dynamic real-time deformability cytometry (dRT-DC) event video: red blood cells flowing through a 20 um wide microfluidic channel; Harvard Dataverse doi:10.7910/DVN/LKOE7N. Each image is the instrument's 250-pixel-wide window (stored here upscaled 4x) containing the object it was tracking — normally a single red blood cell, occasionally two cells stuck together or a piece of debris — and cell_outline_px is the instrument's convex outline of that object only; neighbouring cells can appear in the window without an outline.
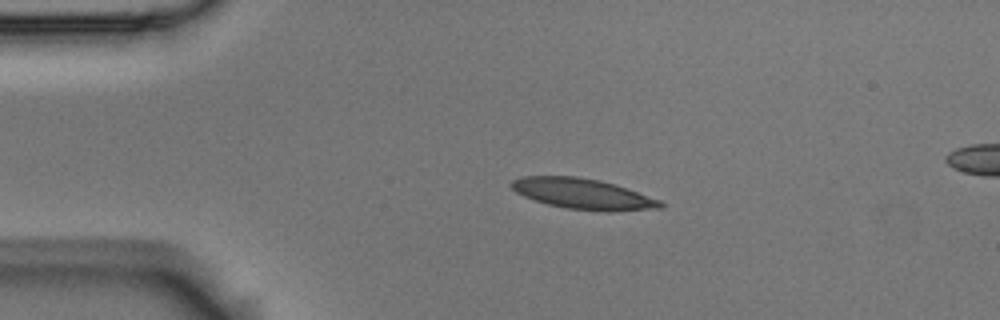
{"species": "Egyptian fruit bat (a non-hibernating species)", "species_latin": "Rousettus aegyptiacus", "temperature_condition": "room temperature", "stored_images_in_passage": 4, "segment_of_instrument_passage": [1, 2], "camera_frame_rate_fps": 3000, "um_per_image_px": 0.085, "animal": {"sex": "male"}, "frame": {"image": 1, "passage_image": 2, "time_ms": 0.333, "image_size_px": [1000, 320], "cell_outline_px": [[664, 204], [660, 208], [608, 212], [604, 212], [564, 208], [548, 204], [524, 196], [516, 192], [508, 184], [512, 180], [524, 176], [576, 176], [600, 180], [660, 200]], "centroid_in_image_um": [49.5, 16.48], "position_along_channel_um": 35.5, "area_um2": 26.36}}